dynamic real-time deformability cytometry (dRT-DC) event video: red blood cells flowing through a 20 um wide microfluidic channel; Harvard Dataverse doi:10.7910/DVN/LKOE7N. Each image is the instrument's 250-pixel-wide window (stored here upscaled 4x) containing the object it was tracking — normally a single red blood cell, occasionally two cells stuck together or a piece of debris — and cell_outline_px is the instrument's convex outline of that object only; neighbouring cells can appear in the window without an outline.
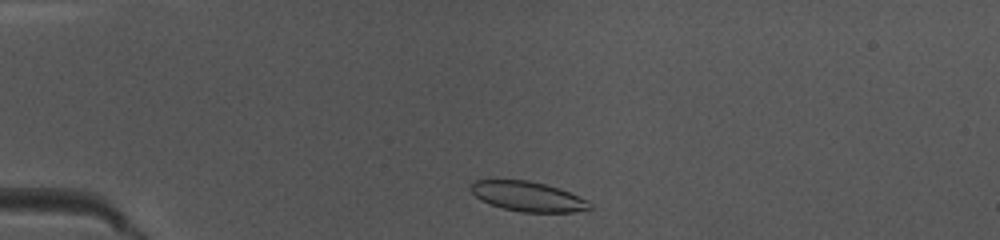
{"species": "common noctule bat (a hibernating species)", "species_latin": "Nyctalus noctula", "temperature_condition": "warm", "stored_images_in_passage": 39, "camera_frame_rate_fps": 3000, "um_per_image_px": 0.085, "animal": {"sex": "female", "body_mass_g": 10.0, "forearm_length_mm": 53.1}, "frame": {"image": 1, "passage_image": 2, "time_ms": 0.333, "image_size_px": [1000, 240], "cell_outline_px": [[592, 208], [576, 212], [520, 212], [488, 204], [480, 200], [468, 188], [476, 180], [528, 180], [560, 188], [588, 200], [592, 204]], "centroid_in_image_um": [44.88, 16.7], "position_along_channel_um": 40.1, "area_um2": 20.75}}
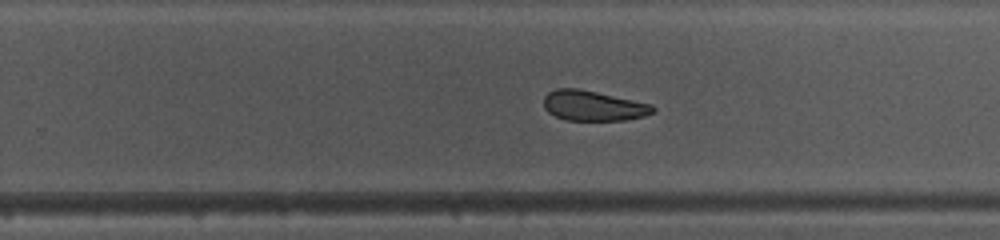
{"frame": {"image": 2, "passage_image": 22, "time_ms": 7.0, "image_size_px": [1000, 240], "cell_outline_px": [[656, 108], [652, 112], [644, 116], [628, 120], [564, 120], [548, 112], [544, 108], [544, 96], [548, 92], [556, 88], [576, 88], [596, 92], [652, 104]], "centroid_in_image_um": [50.41, 8.99], "position_along_channel_um": 279.4, "area_um2": 19.13}}
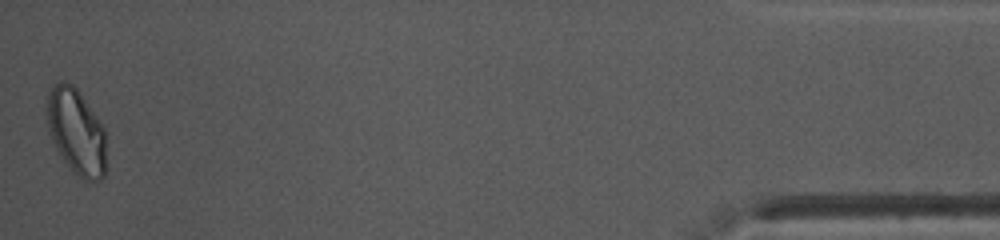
{"frame": {"image": 3, "passage_image": 39, "time_ms": 12.667, "image_size_px": [1000, 240], "cell_outline_px": [[104, 176], [100, 180], [84, 180], [72, 172], [56, 148], [48, 128], [48, 92], [60, 80], [72, 84], [76, 88], [96, 116], [104, 128]], "centroid_in_image_um": [6.48, 11.2], "position_along_channel_um": 428.7, "area_um2": 28.84}, "authors_computed_cell_mechanics": {"area_um2": 20.7502, "velocity_mm_per_s": 4.067, "shape_relaxation_time_tau1_ms": 5.8967, "shape_relaxation_time_tau2_ms": 2.0149, "deformation_change_tau1": 0.1279, "deformation_change_tau2": 0.0743}}